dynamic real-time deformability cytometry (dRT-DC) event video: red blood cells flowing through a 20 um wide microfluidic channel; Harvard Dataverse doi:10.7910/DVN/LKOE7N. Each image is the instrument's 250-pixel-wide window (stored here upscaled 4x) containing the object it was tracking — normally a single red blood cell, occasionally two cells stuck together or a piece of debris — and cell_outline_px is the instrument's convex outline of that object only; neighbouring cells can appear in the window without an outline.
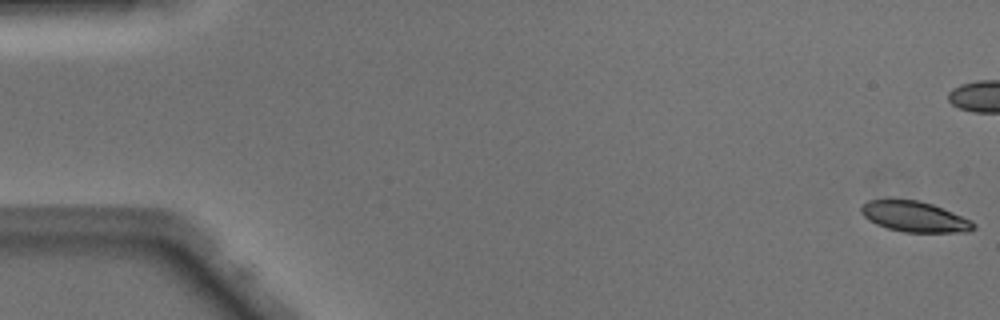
{"species": "Egyptian fruit bat (a non-hibernating species)", "species_latin": "Rousettus aegyptiacus", "temperature_condition": "warm", "stored_images_in_passage": 50, "camera_frame_rate_fps": 3000, "um_per_image_px": 0.085, "animal": {"sex": "male"}, "frame": {"image": 1, "passage_image": 1, "time_ms": 0.0, "image_size_px": [1000, 320], "cell_outline_px": [[976, 228], [968, 232], [904, 232], [888, 228], [876, 224], [868, 220], [860, 212], [860, 208], [868, 200], [888, 196], [920, 200], [932, 204], [972, 220], [976, 224]], "centroid_in_image_um": [77.69, 18.37], "position_along_channel_um": 7.3, "area_um2": 20.69}}
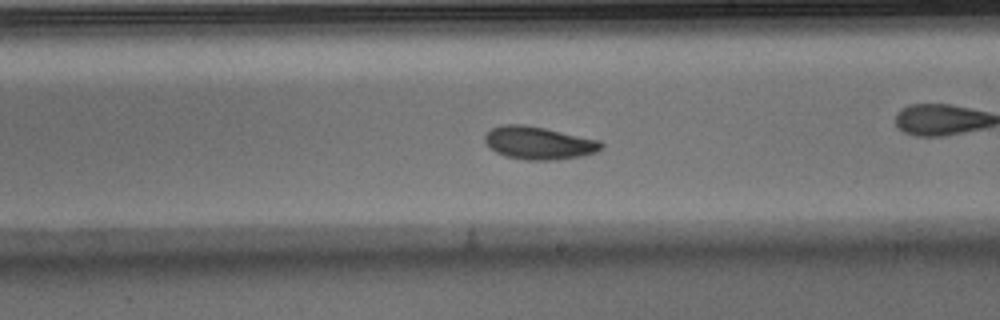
{"frame": {"image": 2, "passage_image": 29, "time_ms": 9.333, "image_size_px": [1000, 320], "cell_outline_px": [[604, 144], [596, 152], [580, 156], [556, 160], [524, 160], [504, 156], [496, 152], [484, 140], [484, 136], [492, 128], [500, 124], [524, 124], [544, 128], [600, 140]], "centroid_in_image_um": [45.78, 12.15], "position_along_channel_um": 243.2, "area_um2": 22.2}, "authors_computed_cell_mechanics": {"area_um2": 21.675, "velocity_mm_per_s": 4.1004, "shape_relaxation_time_tau1_ms": 2.5924, "shape_relaxation_time_tau2_ms": 3.9227, "deformation_change_tau1": 0.1075, "deformation_change_tau2": 0.0834}}